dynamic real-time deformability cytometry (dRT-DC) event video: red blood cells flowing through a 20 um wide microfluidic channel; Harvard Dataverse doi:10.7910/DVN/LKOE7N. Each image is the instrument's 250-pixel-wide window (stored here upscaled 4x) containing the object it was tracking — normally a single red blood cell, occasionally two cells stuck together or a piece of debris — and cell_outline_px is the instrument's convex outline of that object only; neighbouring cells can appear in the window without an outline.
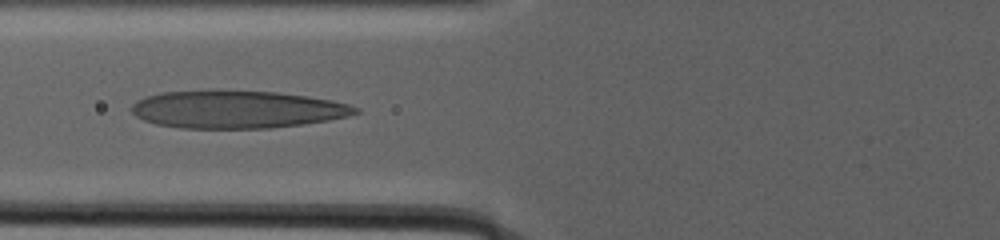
{"species": "human", "species_latin": "Homo sapiens", "temperature_condition": "warm", "stored_images_in_passage": 76, "camera_frame_rate_fps": 3000, "um_per_image_px": 0.085, "donor": {"sex": "male"}, "frame": {"image": 1, "passage_image": 29, "time_ms": 17.0, "image_size_px": [1000, 240], "cell_outline_px": [[360, 112], [348, 116], [328, 120], [304, 124], [272, 128], [180, 128], [156, 124], [144, 120], [136, 116], [132, 112], [132, 104], [136, 100], [144, 96], [160, 92], [208, 88], [216, 88], [276, 92], [332, 100], [348, 104], [360, 108]], "centroid_in_image_um": [20.08, 9.27], "position_along_channel_um": 105.7, "area_um2": 50.23}}
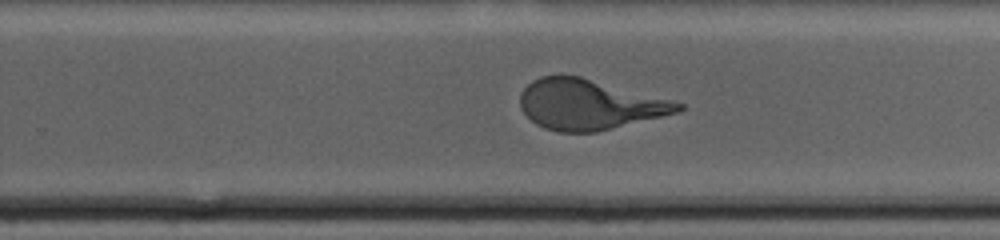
{"frame": {"image": 2, "passage_image": 47, "time_ms": 26.0, "image_size_px": [1000, 240], "cell_outline_px": [[684, 108], [680, 112], [596, 132], [556, 132], [544, 128], [536, 124], [520, 108], [520, 96], [524, 88], [532, 80], [540, 76], [580, 76], [684, 104]], "centroid_in_image_um": [50.05, 8.9], "position_along_channel_um": 279.8, "area_um2": 45.72}}
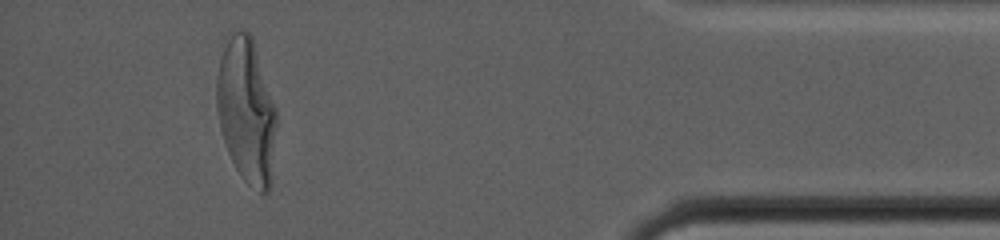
{"frame": {"image": 3, "passage_image": 70, "time_ms": 35.0, "image_size_px": [1000, 240], "cell_outline_px": [[276, 124], [272, 180], [268, 192], [260, 192], [244, 180], [240, 176], [228, 152], [220, 128], [216, 104], [216, 76], [224, 36], [240, 28], [248, 32], [252, 36], [276, 108]], "centroid_in_image_um": [20.93, 9.34], "position_along_channel_um": 414.3, "area_um2": 51.04}}